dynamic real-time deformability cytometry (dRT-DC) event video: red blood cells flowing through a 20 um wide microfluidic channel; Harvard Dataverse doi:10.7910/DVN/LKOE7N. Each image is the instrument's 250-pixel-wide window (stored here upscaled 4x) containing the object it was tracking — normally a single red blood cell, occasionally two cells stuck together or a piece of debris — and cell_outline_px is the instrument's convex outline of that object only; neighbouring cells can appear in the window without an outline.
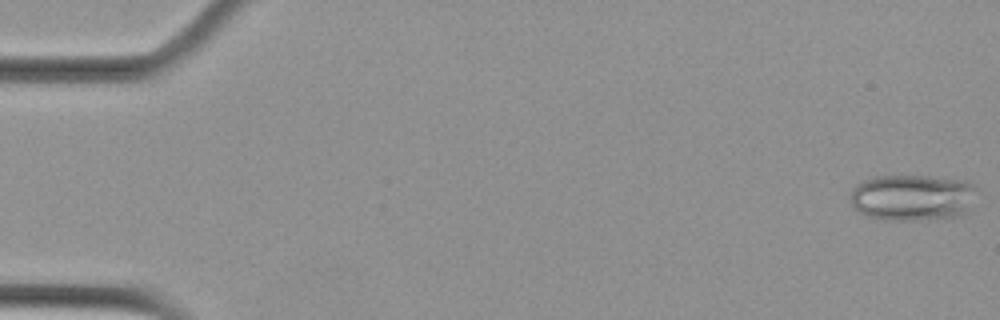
{"species": "Egyptian fruit bat (a non-hibernating species)", "species_latin": "Rousettus aegyptiacus", "temperature_condition": "cold", "stored_images_in_passage": 56, "camera_frame_rate_fps": 3000, "um_per_image_px": 0.085, "animal": {"sex": "female"}, "frame": {"image": 1, "passage_image": 1, "time_ms": 0.0, "image_size_px": [1000, 320], "cell_outline_px": [[972, 208], [964, 216], [916, 220], [888, 220], [868, 216], [860, 212], [852, 204], [852, 188], [856, 184], [872, 176], [928, 176], [968, 180], [972, 184]], "centroid_in_image_um": [77.57, 16.79], "position_along_channel_um": 7.4, "area_um2": 34.16}}
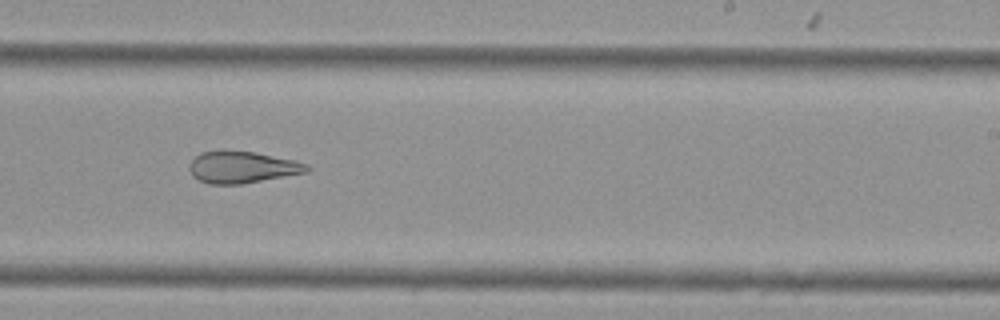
{"frame": {"image": 2, "passage_image": 35, "time_ms": 11.333, "image_size_px": [1000, 320], "cell_outline_px": [[312, 168], [308, 172], [240, 184], [208, 184], [192, 176], [188, 168], [188, 164], [200, 152], [224, 148], [252, 152], [296, 160], [308, 164]], "centroid_in_image_um": [20.56, 14.18], "position_along_channel_um": 268.4, "area_um2": 22.2}}
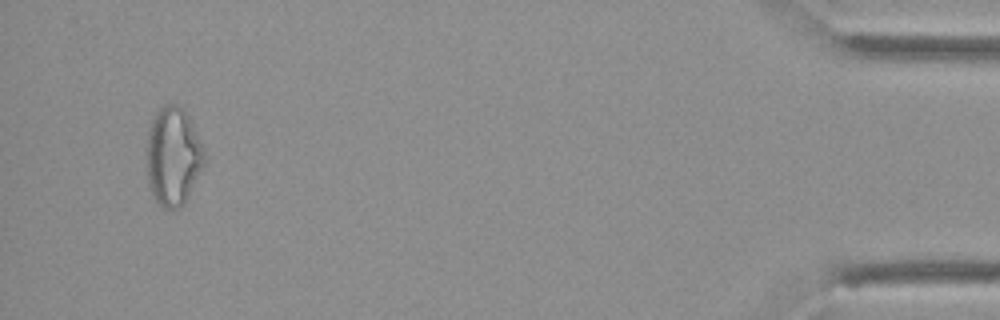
{"frame": {"image": 3, "passage_image": 54, "time_ms": 17.667, "image_size_px": [1000, 320], "cell_outline_px": [[204, 164], [184, 204], [180, 208], [164, 208], [152, 196], [148, 184], [148, 132], [152, 116], [164, 104], [180, 104], [188, 116], [204, 152]], "centroid_in_image_um": [14.7, 13.28], "position_along_channel_um": 420.5, "area_um2": 32.6}, "authors_computed_cell_mechanics": {"area_um2": 28.0619, "velocity_mm_per_s": 3.615, "shape_relaxation_time_tau1_ms": null, "shape_relaxation_time_tau2_ms": 2.924, "deformation_change_tau1": null, "deformation_change_tau2": 0.1282}}